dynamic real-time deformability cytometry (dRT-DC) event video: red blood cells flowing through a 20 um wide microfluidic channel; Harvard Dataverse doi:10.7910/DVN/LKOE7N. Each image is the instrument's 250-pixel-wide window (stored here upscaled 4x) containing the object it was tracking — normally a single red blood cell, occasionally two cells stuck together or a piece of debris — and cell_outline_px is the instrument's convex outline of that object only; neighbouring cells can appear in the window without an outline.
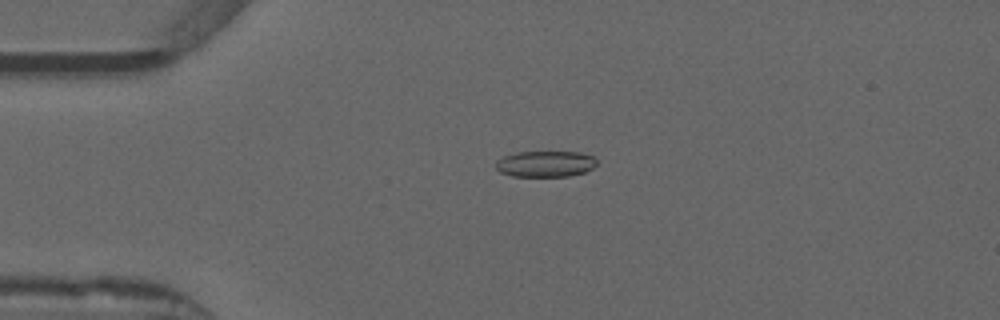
{"species": "common noctule bat (a hibernating species)", "species_latin": "Nyctalus noctula", "temperature_condition": "warm", "stored_images_in_passage": 53, "camera_frame_rate_fps": 3000, "um_per_image_px": 0.085, "animal": {"sex": "male", "forearm_length_mm": 52.5}, "frame": {"image": 1, "passage_image": 13, "time_ms": 4.0, "image_size_px": [1000, 320], "cell_outline_px": [[596, 164], [592, 168], [584, 172], [568, 176], [512, 176], [500, 172], [496, 168], [496, 160], [504, 156], [516, 152], [580, 152], [592, 156], [596, 160]], "centroid_in_image_um": [46.33, 13.93], "position_along_channel_um": 38.7, "area_um2": 15.26}}
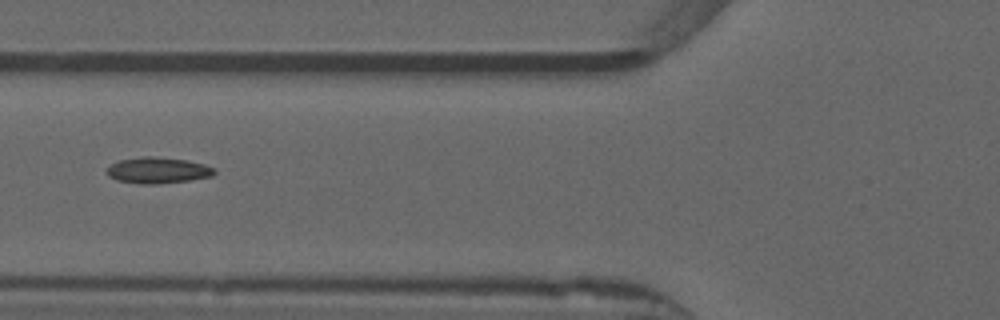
{"frame": {"image": 2, "passage_image": 21, "time_ms": 6.667, "image_size_px": [1000, 320], "cell_outline_px": [[216, 172], [212, 176], [188, 180], [152, 184], [140, 184], [116, 180], [108, 176], [104, 172], [112, 164], [120, 160], [140, 156], [152, 156], [188, 160], [204, 164], [216, 168]], "centroid_in_image_um": [13.4, 14.47], "position_along_channel_um": 112.4, "area_um2": 16.42}}
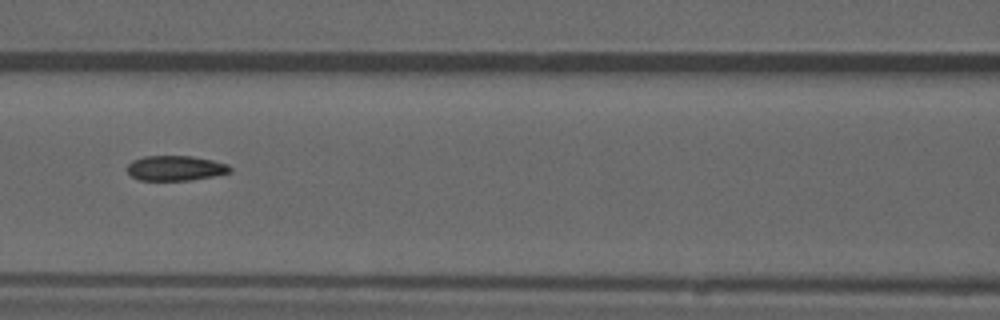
{"frame": {"image": 3, "passage_image": 24, "time_ms": 7.667, "image_size_px": [1000, 320], "cell_outline_px": [[232, 172], [192, 180], [140, 180], [132, 176], [128, 172], [128, 164], [132, 160], [144, 156], [192, 156], [212, 160], [228, 164], [232, 168]], "centroid_in_image_um": [14.93, 14.29], "position_along_channel_um": 151.7, "area_um2": 14.97}, "authors_computed_cell_mechanics": {"area_um2": 15.7216, "velocity_mm_per_s": 3.9049, "shape_relaxation_time_tau1_ms": null, "shape_relaxation_time_tau2_ms": 2.5353, "deformation_change_tau1": null, "deformation_change_tau2": 0.0955}}